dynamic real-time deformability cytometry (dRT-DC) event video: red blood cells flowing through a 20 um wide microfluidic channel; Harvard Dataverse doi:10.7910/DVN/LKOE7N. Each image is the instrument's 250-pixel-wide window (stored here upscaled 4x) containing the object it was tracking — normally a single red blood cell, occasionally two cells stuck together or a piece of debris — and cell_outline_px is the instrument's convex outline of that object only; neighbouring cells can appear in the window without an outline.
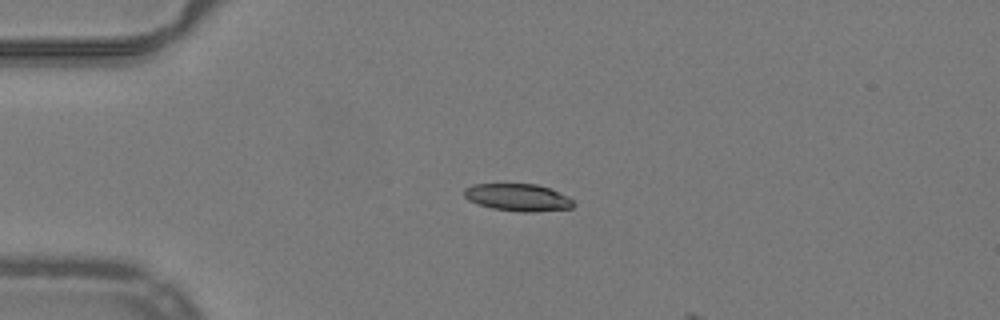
{"species": "common noctule bat (a hibernating species)", "species_latin": "Nyctalus noctula", "temperature_condition": "warm", "stored_images_in_passage": 4, "camera_frame_rate_fps": 3000, "um_per_image_px": 0.085, "animal": {"sex": "male", "body_mass_g": 19.2, "forearm_length_mm": 51.8}, "frame": {"image": 1, "passage_image": 1, "time_ms": 0.0, "image_size_px": [1000, 320], "cell_outline_px": [[576, 204], [572, 208], [532, 212], [524, 212], [492, 208], [468, 200], [464, 196], [464, 188], [472, 184], [536, 184], [548, 188], [568, 196]], "centroid_in_image_um": [44.02, 16.78], "position_along_channel_um": 41.0, "area_um2": 17.28}}